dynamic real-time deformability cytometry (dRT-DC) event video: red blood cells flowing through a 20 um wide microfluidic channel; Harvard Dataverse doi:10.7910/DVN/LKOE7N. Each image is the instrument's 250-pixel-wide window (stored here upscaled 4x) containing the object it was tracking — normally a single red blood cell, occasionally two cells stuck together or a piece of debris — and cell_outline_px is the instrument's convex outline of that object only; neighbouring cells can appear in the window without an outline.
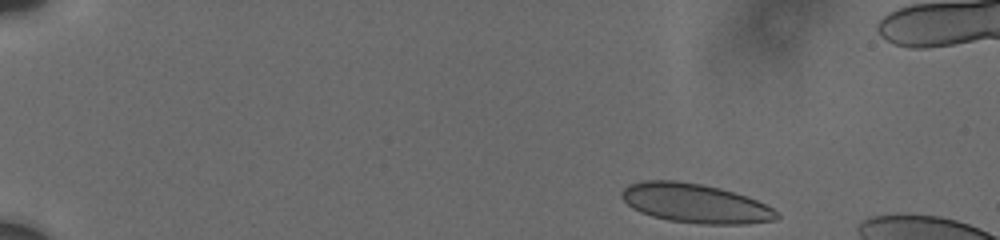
{"species": "human", "species_latin": "Homo sapiens", "temperature_condition": "cold", "stored_images_in_passage": 62, "camera_frame_rate_fps": 3000, "um_per_image_px": 0.085, "donor": {"sex": "male"}, "frame": {"image": 1, "passage_image": 1, "time_ms": 0.0, "image_size_px": [1000, 240], "cell_outline_px": [[780, 216], [776, 220], [748, 224], [700, 224], [668, 220], [652, 216], [640, 212], [632, 208], [620, 196], [620, 192], [628, 184], [644, 180], [680, 180], [720, 188], [748, 196], [780, 212]], "centroid_in_image_um": [59.1, 17.28], "position_along_channel_um": 25.9, "area_um2": 35.72}}
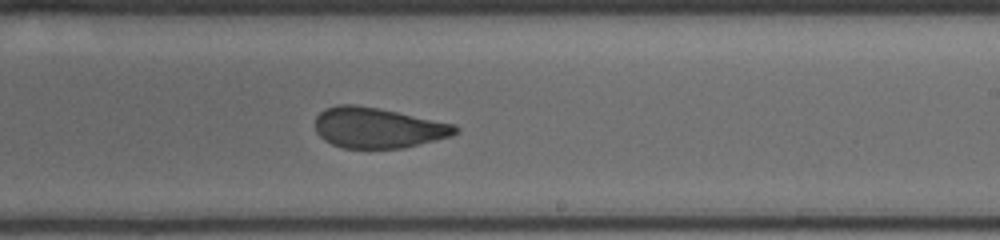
{"frame": {"image": 2, "passage_image": 36, "time_ms": 9.333, "image_size_px": [1000, 240], "cell_outline_px": [[460, 132], [452, 136], [404, 148], [344, 148], [332, 144], [324, 140], [316, 132], [316, 116], [324, 108], [336, 104], [352, 104], [376, 108], [456, 124], [460, 128]], "centroid_in_image_um": [32.14, 10.86], "position_along_channel_um": 256.9, "area_um2": 33.12}}
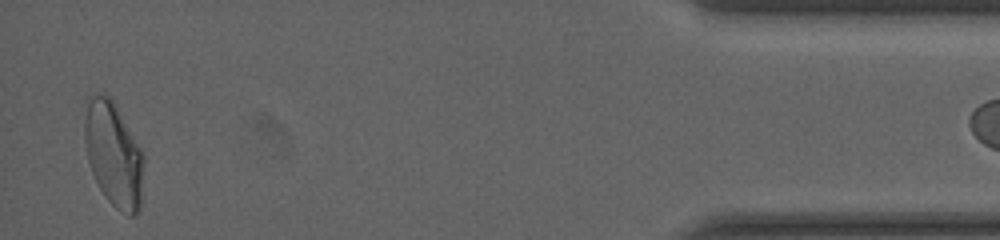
{"frame": {"image": 3, "passage_image": 60, "time_ms": 15.667, "image_size_px": [1000, 240], "cell_outline_px": [[144, 164], [140, 212], [136, 216], [128, 216], [116, 208], [104, 196], [92, 172], [88, 160], [84, 140], [84, 96], [108, 96], [112, 100], [144, 152]], "centroid_in_image_um": [9.66, 13.14], "position_along_channel_um": 425.5, "area_um2": 36.47}}